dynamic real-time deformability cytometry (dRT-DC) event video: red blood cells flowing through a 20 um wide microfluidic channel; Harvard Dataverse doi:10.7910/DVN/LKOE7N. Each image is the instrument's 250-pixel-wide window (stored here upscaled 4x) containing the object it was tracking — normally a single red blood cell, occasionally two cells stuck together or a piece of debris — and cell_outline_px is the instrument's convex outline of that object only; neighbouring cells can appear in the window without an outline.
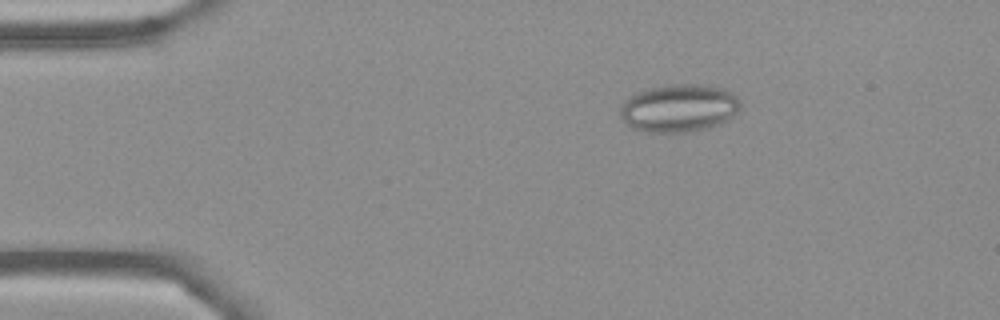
{"species": "Egyptian fruit bat (a non-hibernating species)", "species_latin": "Rousettus aegyptiacus", "temperature_condition": "cold", "stored_images_in_passage": 3, "camera_frame_rate_fps": 3000, "um_per_image_px": 0.085, "frame": {"image": 1, "passage_image": 1, "time_ms": 0.0, "image_size_px": [1000, 320], "cell_outline_px": [[740, 108], [728, 120], [720, 124], [708, 128], [688, 132], [648, 132], [632, 128], [620, 116], [620, 104], [628, 96], [636, 92], [668, 84], [704, 84], [724, 88], [736, 96], [740, 100]], "centroid_in_image_um": [57.71, 9.18], "position_along_channel_um": 27.3, "area_um2": 33.76}}